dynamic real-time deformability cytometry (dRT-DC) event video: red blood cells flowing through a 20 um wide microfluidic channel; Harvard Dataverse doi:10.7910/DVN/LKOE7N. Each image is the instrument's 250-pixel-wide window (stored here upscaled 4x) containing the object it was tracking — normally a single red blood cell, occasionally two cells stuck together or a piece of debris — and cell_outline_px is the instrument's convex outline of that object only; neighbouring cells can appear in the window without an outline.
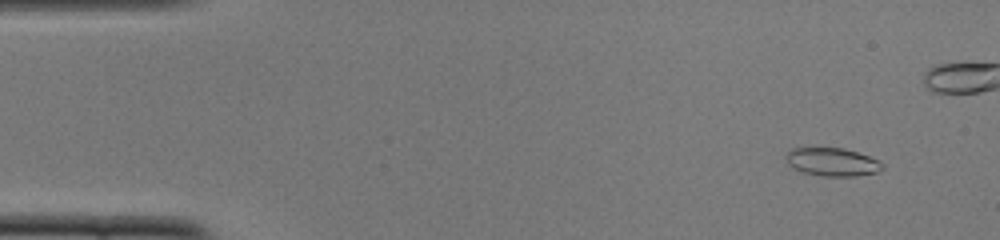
{"species": "common noctule bat (a hibernating species)", "species_latin": "Nyctalus noctula", "temperature_condition": "cold", "stored_images_in_passage": 42, "camera_frame_rate_fps": 3000, "um_per_image_px": 0.085, "animal": {"sex": "female", "body_mass_g": 22.0, "forearm_length_mm": 56.7}, "frame": {"image": 1, "passage_image": 4, "time_ms": 1.0, "image_size_px": [1000, 240], "cell_outline_px": [[884, 168], [876, 172], [856, 176], [824, 176], [804, 172], [792, 168], [788, 164], [784, 156], [792, 148], [844, 148], [868, 156], [884, 164]], "centroid_in_image_um": [70.72, 13.77], "position_along_channel_um": 14.3, "area_um2": 15.72}}
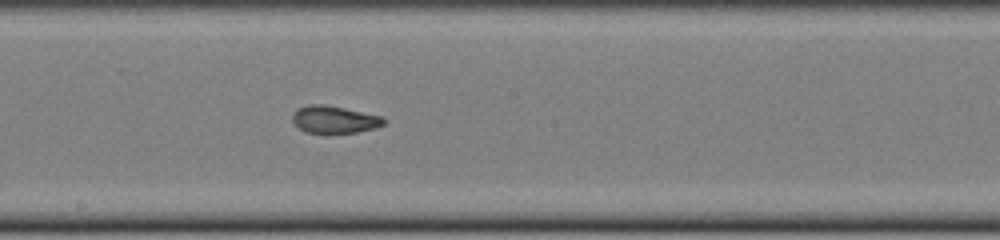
{"frame": {"image": 2, "passage_image": 28, "time_ms": 9.0, "image_size_px": [1000, 240], "cell_outline_px": [[384, 124], [376, 128], [356, 132], [324, 136], [304, 132], [292, 120], [292, 112], [296, 108], [308, 104], [324, 104], [344, 108], [380, 116], [384, 120]], "centroid_in_image_um": [28.34, 10.2], "position_along_channel_um": 219.9, "area_um2": 15.09}}
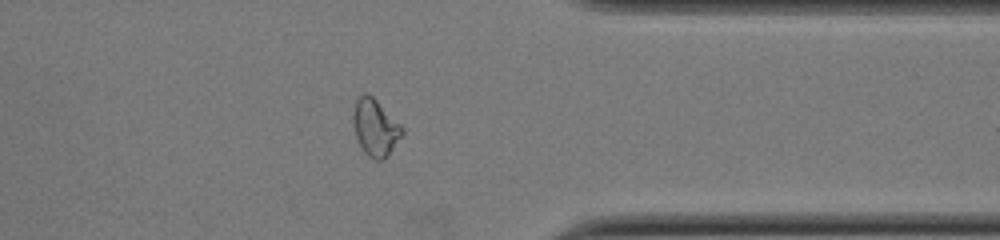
{"frame": {"image": 3, "passage_image": 41, "time_ms": 13.333, "image_size_px": [1000, 240], "cell_outline_px": [[404, 132], [388, 156], [384, 160], [372, 160], [364, 152], [356, 136], [352, 120], [352, 112], [356, 100], [364, 92], [368, 92], [404, 128]], "centroid_in_image_um": [31.89, 10.85], "position_along_channel_um": 379.5, "area_um2": 16.24}}